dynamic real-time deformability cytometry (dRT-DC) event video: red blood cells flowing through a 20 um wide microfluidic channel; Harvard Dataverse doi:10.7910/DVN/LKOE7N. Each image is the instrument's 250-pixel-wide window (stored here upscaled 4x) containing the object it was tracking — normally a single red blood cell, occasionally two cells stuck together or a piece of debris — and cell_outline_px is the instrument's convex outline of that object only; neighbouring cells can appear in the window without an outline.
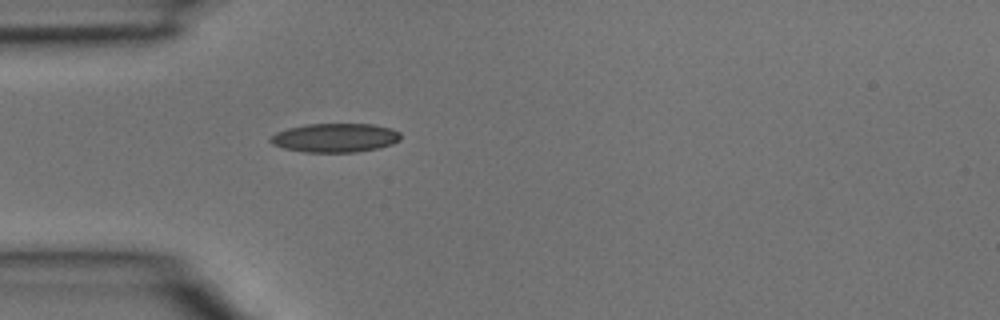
{"species": "common noctule bat (a hibernating species)", "species_latin": "Nyctalus noctula", "temperature_condition": "room temperature", "stored_images_in_passage": 1, "camera_frame_rate_fps": 3000, "um_per_image_px": 0.085, "animal": {"sex": "male", "body_mass_g": 15.6}, "frame": {"image": 1, "passage_image": 1, "time_ms": 0.0, "image_size_px": [1000, 320], "cell_outline_px": [[400, 140], [392, 144], [376, 148], [356, 152], [304, 152], [284, 148], [272, 144], [268, 140], [276, 132], [288, 128], [304, 124], [372, 124], [392, 128], [400, 132]], "centroid_in_image_um": [28.48, 11.7], "position_along_channel_um": 56.5, "area_um2": 21.96}}